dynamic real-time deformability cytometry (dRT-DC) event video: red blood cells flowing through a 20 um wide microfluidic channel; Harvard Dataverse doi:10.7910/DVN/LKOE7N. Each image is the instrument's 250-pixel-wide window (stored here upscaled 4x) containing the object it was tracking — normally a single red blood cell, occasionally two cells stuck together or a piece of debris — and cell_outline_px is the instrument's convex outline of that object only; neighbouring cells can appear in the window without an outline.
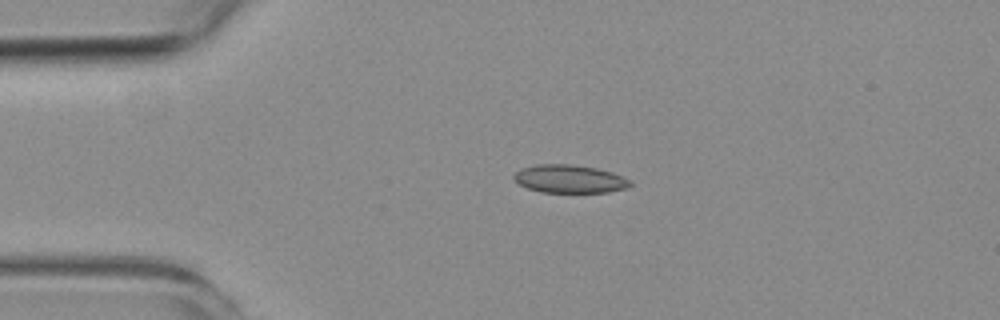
{"species": "common noctule bat (a hibernating species)", "species_latin": "Nyctalus noctula", "temperature_condition": "room temperature", "stored_images_in_passage": 4, "camera_frame_rate_fps": 3000, "um_per_image_px": 0.085, "animal": {"sex": "female", "body_mass_g": 19.3, "forearm_length_mm": 54.1}, "frame": {"image": 1, "passage_image": 3, "time_ms": 2.333, "image_size_px": [1000, 320], "cell_outline_px": [[632, 184], [628, 188], [608, 192], [540, 192], [528, 188], [512, 180], [512, 176], [520, 168], [536, 164], [572, 164], [596, 168], [612, 172], [632, 180]], "centroid_in_image_um": [48.41, 15.2], "position_along_channel_um": 36.6, "area_um2": 19.25}}